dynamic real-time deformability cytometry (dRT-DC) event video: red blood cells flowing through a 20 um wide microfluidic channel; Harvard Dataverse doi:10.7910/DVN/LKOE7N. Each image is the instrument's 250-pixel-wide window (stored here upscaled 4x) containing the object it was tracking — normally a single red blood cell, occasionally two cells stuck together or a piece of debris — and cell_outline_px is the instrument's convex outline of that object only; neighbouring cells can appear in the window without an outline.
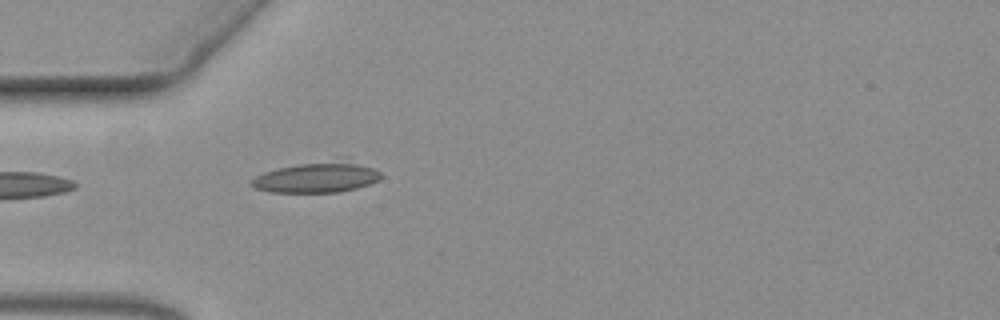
{"species": "common noctule bat (a hibernating species)", "species_latin": "Nyctalus noctula", "temperature_condition": "warm", "stored_images_in_passage": 22, "camera_frame_rate_fps": 3000, "um_per_image_px": 0.085, "animal": {"sex": "female", "body_mass_g": 19.3, "forearm_length_mm": 54.1}, "frame": {"image": 1, "passage_image": 1, "time_ms": 0.0, "image_size_px": [1000, 320], "cell_outline_px": [[384, 176], [380, 180], [356, 188], [340, 192], [272, 192], [256, 188], [248, 184], [256, 176], [264, 172], [276, 168], [336, 156], [348, 156], [380, 172]], "centroid_in_image_um": [27.03, 15.0], "position_along_channel_um": 58.0, "area_um2": 24.16}}
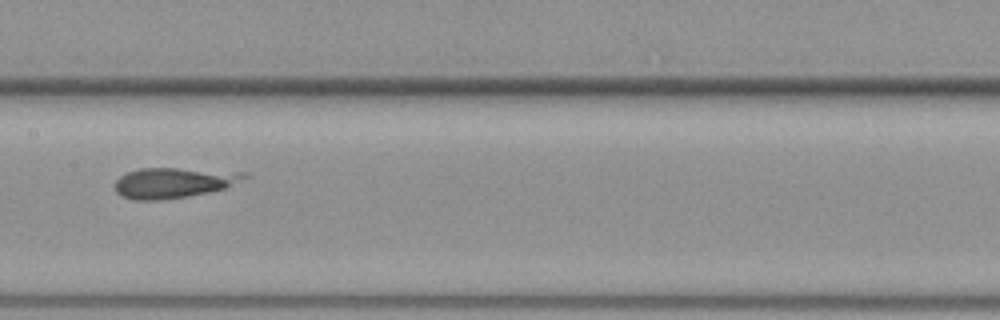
{"frame": {"image": 2, "passage_image": 13, "time_ms": 4.0, "image_size_px": [1000, 320], "cell_outline_px": [[248, 176], [224, 188], [208, 192], [160, 200], [132, 200], [120, 196], [116, 192], [116, 180], [120, 176], [128, 172], [140, 168], [176, 168], [248, 172]], "centroid_in_image_um": [14.71, 15.52], "position_along_channel_um": 192.7, "area_um2": 22.66}}
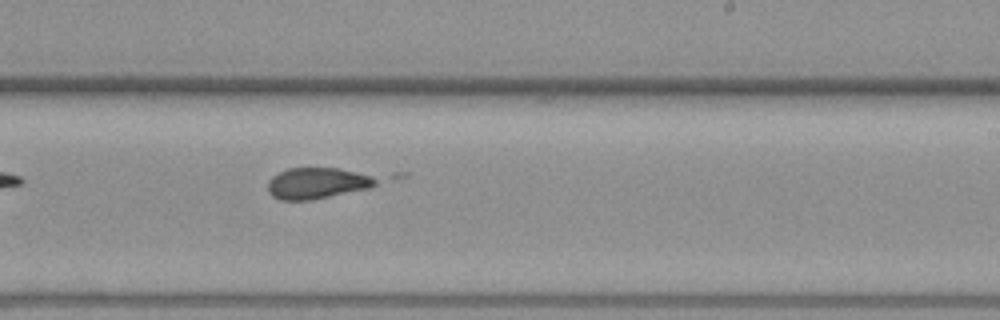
{"frame": {"image": 3, "passage_image": 19, "time_ms": 6.0, "image_size_px": [1000, 320], "cell_outline_px": [[376, 184], [368, 188], [312, 200], [280, 200], [272, 196], [268, 192], [268, 180], [272, 176], [288, 168], [340, 168], [372, 176], [376, 180]], "centroid_in_image_um": [26.9, 15.57], "position_along_channel_um": 262.1, "area_um2": 19.48}}